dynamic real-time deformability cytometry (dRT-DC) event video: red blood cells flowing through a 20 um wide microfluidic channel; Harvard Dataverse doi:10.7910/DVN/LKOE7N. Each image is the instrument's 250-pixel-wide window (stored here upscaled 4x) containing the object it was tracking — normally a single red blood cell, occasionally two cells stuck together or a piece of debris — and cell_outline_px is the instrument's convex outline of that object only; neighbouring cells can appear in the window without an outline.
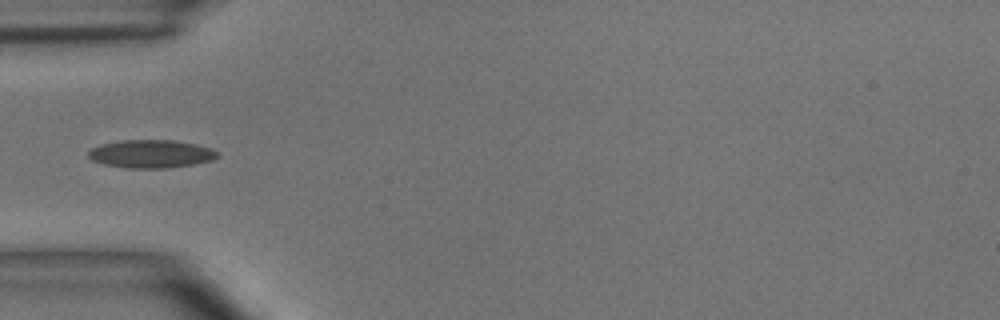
{"species": "common noctule bat (a hibernating species)", "species_latin": "Nyctalus noctula", "temperature_condition": "room temperature", "stored_images_in_passage": 35, "camera_frame_rate_fps": 3000, "um_per_image_px": 0.085, "animal": {"sex": "male", "body_mass_g": 15.6}, "frame": {"image": 1, "passage_image": 1, "time_ms": 0.0, "image_size_px": [1000, 320], "cell_outline_px": [[220, 156], [212, 160], [192, 164], [168, 168], [128, 168], [104, 164], [92, 160], [88, 156], [88, 152], [92, 148], [100, 144], [124, 140], [176, 140], [196, 144], [212, 148]], "centroid_in_image_um": [12.85, 13.07], "position_along_channel_um": 72.2, "area_um2": 21.1}}
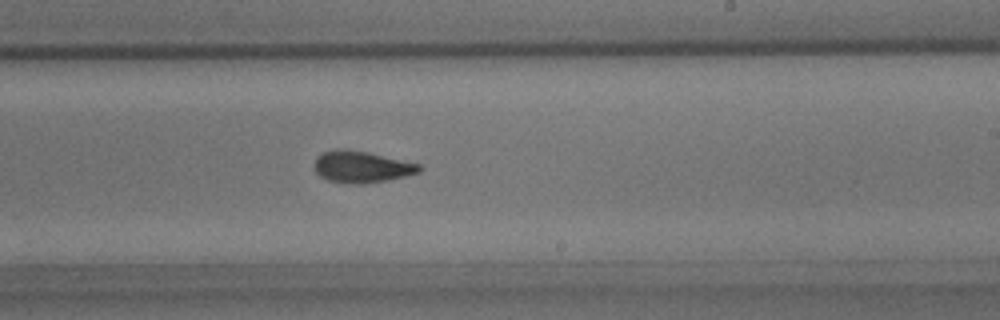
{"frame": {"image": 2, "passage_image": 15, "time_ms": 4.667, "image_size_px": [1000, 320], "cell_outline_px": [[424, 168], [420, 172], [404, 176], [364, 184], [356, 184], [328, 180], [320, 176], [316, 172], [316, 156], [324, 152], [336, 148], [344, 148], [368, 152], [420, 164]], "centroid_in_image_um": [30.75, 14.16], "position_along_channel_um": 258.3, "area_um2": 19.19}}
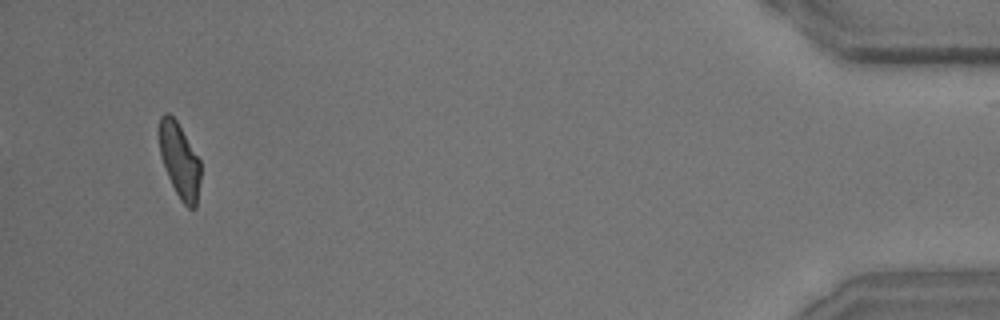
{"frame": {"image": 3, "passage_image": 33, "time_ms": 10.667, "image_size_px": [1000, 320], "cell_outline_px": [[200, 180], [196, 208], [188, 208], [180, 200], [168, 176], [160, 156], [160, 116], [164, 112], [168, 112], [176, 120], [200, 160]], "centroid_in_image_um": [15.27, 13.66], "position_along_channel_um": 419.9, "area_um2": 17.8}}